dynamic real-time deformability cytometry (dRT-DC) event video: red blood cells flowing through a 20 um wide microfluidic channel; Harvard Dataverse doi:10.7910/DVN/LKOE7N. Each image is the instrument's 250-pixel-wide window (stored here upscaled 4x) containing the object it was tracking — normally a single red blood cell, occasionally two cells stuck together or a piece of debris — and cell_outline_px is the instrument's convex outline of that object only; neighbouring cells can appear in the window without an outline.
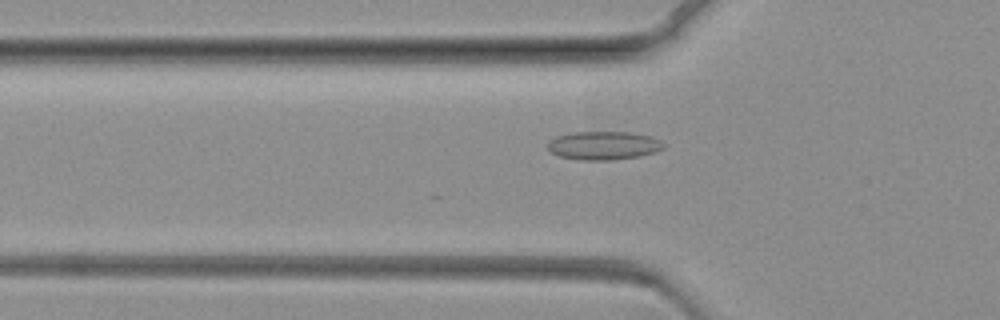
{"species": "common noctule bat (a hibernating species)", "species_latin": "Nyctalus noctula", "temperature_condition": "warm", "stored_images_in_passage": 52, "camera_frame_rate_fps": 3000, "um_per_image_px": 0.085, "animal": {"sex": "female", "body_mass_g": 19.3, "forearm_length_mm": 54.1}, "frame": {"image": 1, "passage_image": 3, "time_ms": 0.667, "image_size_px": [1000, 320], "cell_outline_px": [[664, 148], [656, 152], [640, 156], [612, 160], [580, 160], [560, 156], [548, 152], [548, 140], [556, 136], [572, 132], [632, 132], [652, 136], [660, 140], [664, 144]], "centroid_in_image_um": [51.3, 12.36], "position_along_channel_um": 74.5, "area_um2": 19.48}}
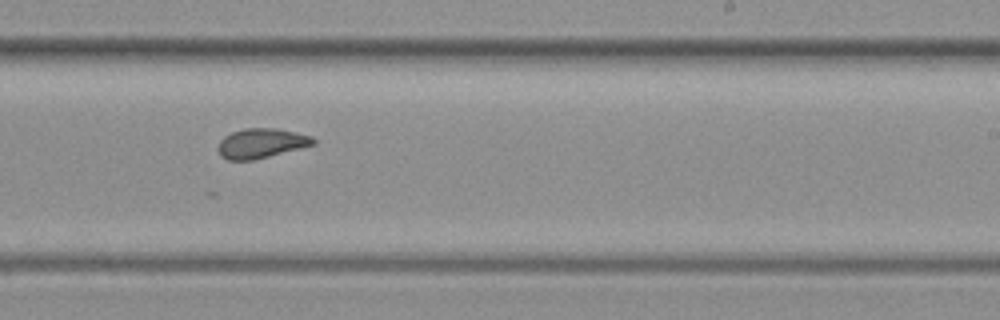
{"frame": {"image": 2, "passage_image": 24, "time_ms": 7.667, "image_size_px": [1000, 320], "cell_outline_px": [[316, 144], [252, 160], [228, 160], [220, 156], [216, 148], [220, 140], [224, 136], [232, 132], [244, 128], [276, 128], [312, 136], [316, 140]], "centroid_in_image_um": [22.17, 12.17], "position_along_channel_um": 266.8, "area_um2": 16.47}}
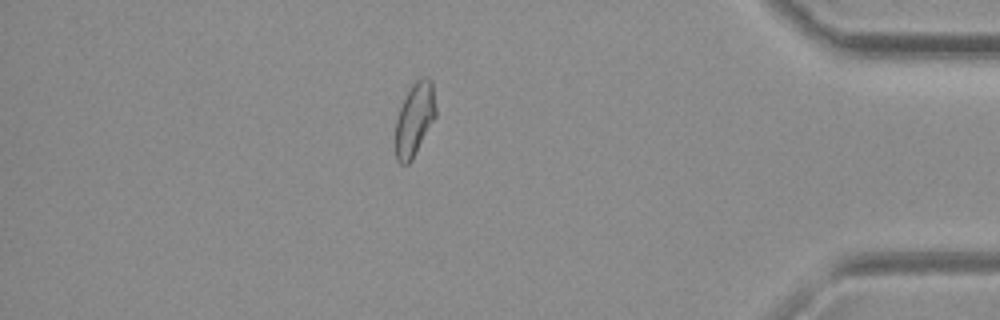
{"frame": {"image": 3, "passage_image": 43, "time_ms": 14.0, "image_size_px": [1000, 320], "cell_outline_px": [[436, 116], [412, 160], [408, 164], [400, 164], [396, 160], [396, 120], [400, 108], [412, 84], [420, 76], [428, 76], [432, 80], [436, 108]], "centroid_in_image_um": [35.26, 10.11], "position_along_channel_um": 399.9, "area_um2": 17.17}}